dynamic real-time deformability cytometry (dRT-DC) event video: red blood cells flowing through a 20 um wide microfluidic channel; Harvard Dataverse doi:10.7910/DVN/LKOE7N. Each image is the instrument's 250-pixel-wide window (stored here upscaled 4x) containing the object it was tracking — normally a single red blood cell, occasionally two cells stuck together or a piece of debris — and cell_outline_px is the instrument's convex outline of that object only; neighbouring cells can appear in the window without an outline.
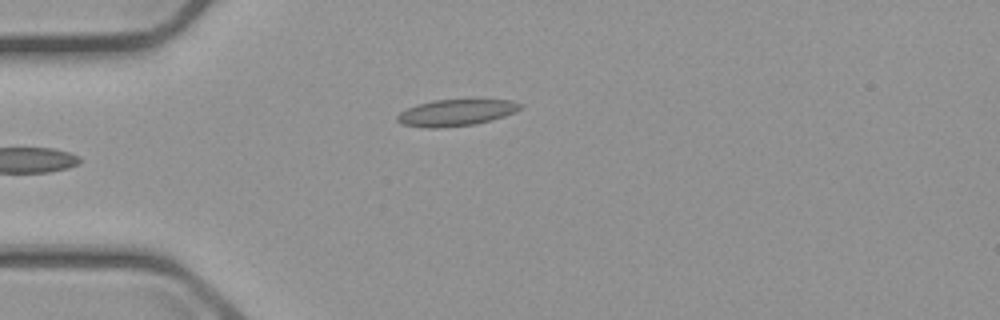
{"species": "common noctule bat (a hibernating species)", "species_latin": "Nyctalus noctula", "temperature_condition": "cold", "stored_images_in_passage": 4, "camera_frame_rate_fps": 3000, "um_per_image_px": 0.085, "animal": {"sex": "male", "body_mass_g": 23.1, "forearm_length_mm": 52.7}, "frame": {"image": 1, "passage_image": 4, "time_ms": 3.333, "image_size_px": [1000, 320], "cell_outline_px": [[520, 108], [504, 116], [492, 120], [476, 124], [440, 128], [424, 128], [404, 124], [396, 120], [396, 116], [400, 112], [408, 108], [432, 100], [512, 100], [520, 104]], "centroid_in_image_um": [38.72, 9.59], "position_along_channel_um": 46.3, "area_um2": 18.73}}